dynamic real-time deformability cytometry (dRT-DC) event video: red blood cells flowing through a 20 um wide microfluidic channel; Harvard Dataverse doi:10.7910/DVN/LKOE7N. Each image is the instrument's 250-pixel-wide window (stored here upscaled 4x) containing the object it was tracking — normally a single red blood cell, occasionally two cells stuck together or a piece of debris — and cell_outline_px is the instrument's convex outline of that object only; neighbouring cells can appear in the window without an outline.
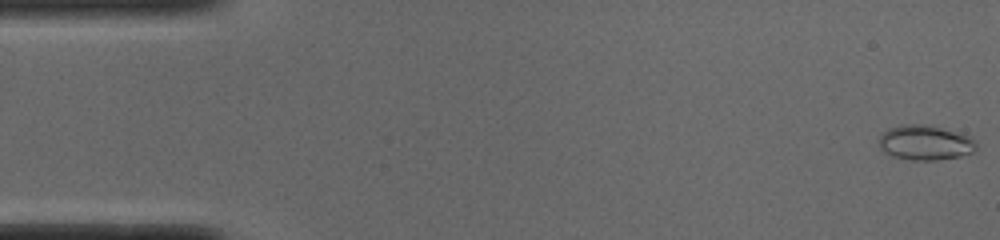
{"species": "common noctule bat (a hibernating species)", "species_latin": "Nyctalus noctula", "temperature_condition": "cold", "stored_images_in_passage": 51, "camera_frame_rate_fps": 3000, "um_per_image_px": 0.085, "animal": {"sex": "male", "body_mass_g": 19.0, "forearm_length_mm": 50.8}, "frame": {"image": 1, "passage_image": 1, "time_ms": 0.0, "image_size_px": [1000, 240], "cell_outline_px": [[976, 148], [972, 152], [960, 156], [936, 160], [912, 160], [892, 156], [884, 152], [880, 148], [880, 136], [888, 128], [900, 124], [924, 124], [964, 132], [972, 136], [976, 140]], "centroid_in_image_um": [78.68, 12.1], "position_along_channel_um": 6.3, "area_um2": 20.11}}
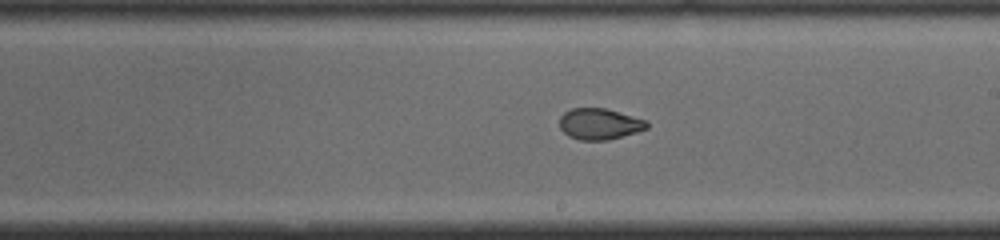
{"frame": {"image": 2, "passage_image": 29, "time_ms": 9.333, "image_size_px": [1000, 240], "cell_outline_px": [[648, 128], [636, 132], [608, 140], [580, 140], [568, 136], [560, 128], [560, 116], [564, 112], [572, 108], [604, 108], [648, 120]], "centroid_in_image_um": [50.96, 10.53], "position_along_channel_um": 238.0, "area_um2": 15.84}}
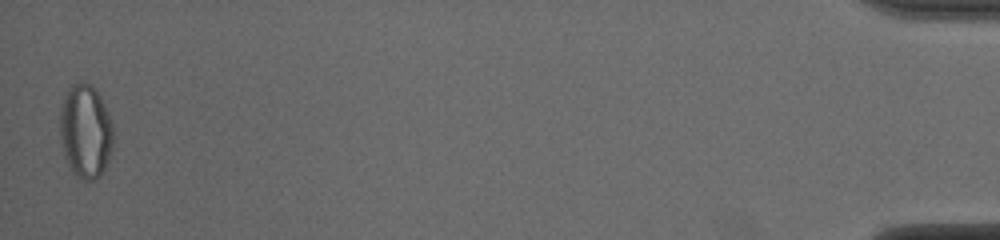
{"frame": {"image": 3, "passage_image": 51, "time_ms": 16.667, "image_size_px": [1000, 240], "cell_outline_px": [[112, 148], [108, 160], [100, 176], [96, 180], [80, 180], [68, 168], [64, 156], [60, 140], [60, 104], [68, 88], [72, 84], [80, 80], [84, 80], [92, 84], [96, 88], [112, 120]], "centroid_in_image_um": [7.24, 11.13], "position_along_channel_um": 428.0, "area_um2": 29.82}, "authors_computed_cell_mechanics": {"area_um2": 17.7446, "velocity_mm_per_s": 3.8987, "shape_relaxation_time_tau1_ms": null, "shape_relaxation_time_tau2_ms": 1.3708, "deformation_change_tau1": null, "deformation_change_tau2": 0.0595}}